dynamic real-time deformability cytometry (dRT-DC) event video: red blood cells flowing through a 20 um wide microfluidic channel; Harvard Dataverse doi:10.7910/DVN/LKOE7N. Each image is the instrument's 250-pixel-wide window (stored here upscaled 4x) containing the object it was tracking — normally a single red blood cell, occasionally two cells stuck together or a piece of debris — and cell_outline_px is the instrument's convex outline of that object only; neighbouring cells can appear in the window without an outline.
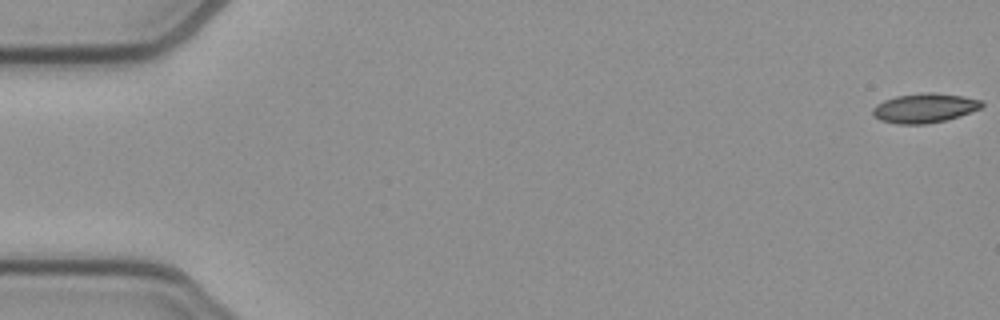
{"species": "common noctule bat (a hibernating species)", "species_latin": "Nyctalus noctula", "temperature_condition": "cold", "stored_images_in_passage": 53, "camera_frame_rate_fps": 3000, "um_per_image_px": 0.085, "animal": {"sex": "female", "body_mass_g": 21.9}, "frame": {"image": 1, "passage_image": 1, "time_ms": 0.0, "image_size_px": [1000, 320], "cell_outline_px": [[984, 104], [980, 108], [960, 116], [944, 120], [924, 124], [900, 124], [880, 120], [872, 112], [872, 108], [876, 104], [884, 100], [896, 96], [924, 92], [932, 92], [964, 96], [980, 100]], "centroid_in_image_um": [78.58, 9.17], "position_along_channel_um": 6.4, "area_um2": 18.55}}
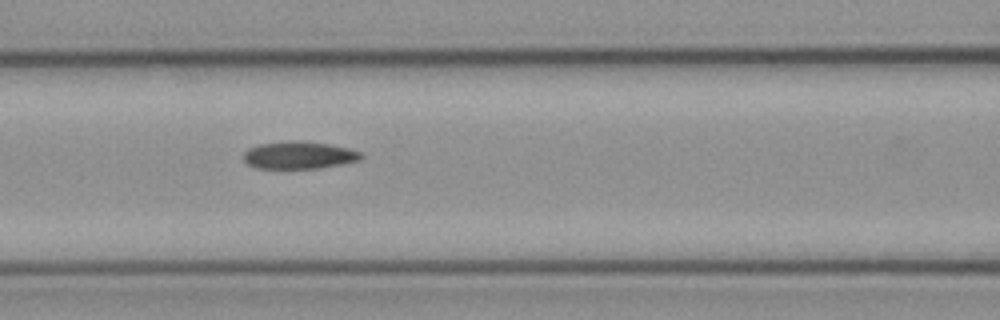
{"frame": {"image": 2, "passage_image": 23, "time_ms": 7.333, "image_size_px": [1000, 320], "cell_outline_px": [[364, 156], [360, 160], [344, 164], [320, 168], [256, 168], [248, 164], [244, 160], [244, 152], [248, 148], [260, 144], [288, 140], [304, 140], [328, 144], [348, 148], [360, 152]], "centroid_in_image_um": [25.43, 13.18], "position_along_channel_um": 141.2, "area_um2": 18.96}}
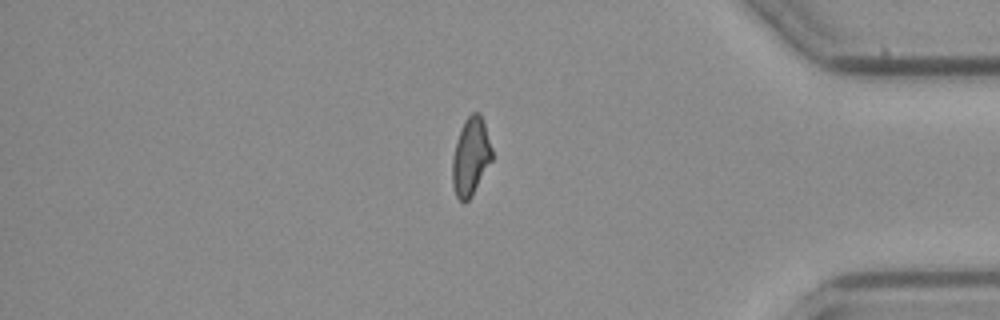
{"frame": {"image": 3, "passage_image": 45, "time_ms": 14.667, "image_size_px": [1000, 320], "cell_outline_px": [[492, 160], [472, 196], [468, 200], [460, 200], [456, 196], [452, 184], [452, 156], [456, 140], [464, 120], [472, 112], [480, 112], [492, 148]], "centroid_in_image_um": [40.0, 13.3], "position_along_channel_um": 395.2, "area_um2": 17.98}, "authors_computed_cell_mechanics": {"area_um2": 18.6694, "velocity_mm_per_s": 3.8843, "shape_relaxation_time_tau1_ms": null, "shape_relaxation_time_tau2_ms": 5.4644, "deformation_change_tau1": null, "deformation_change_tau2": 0.121}}